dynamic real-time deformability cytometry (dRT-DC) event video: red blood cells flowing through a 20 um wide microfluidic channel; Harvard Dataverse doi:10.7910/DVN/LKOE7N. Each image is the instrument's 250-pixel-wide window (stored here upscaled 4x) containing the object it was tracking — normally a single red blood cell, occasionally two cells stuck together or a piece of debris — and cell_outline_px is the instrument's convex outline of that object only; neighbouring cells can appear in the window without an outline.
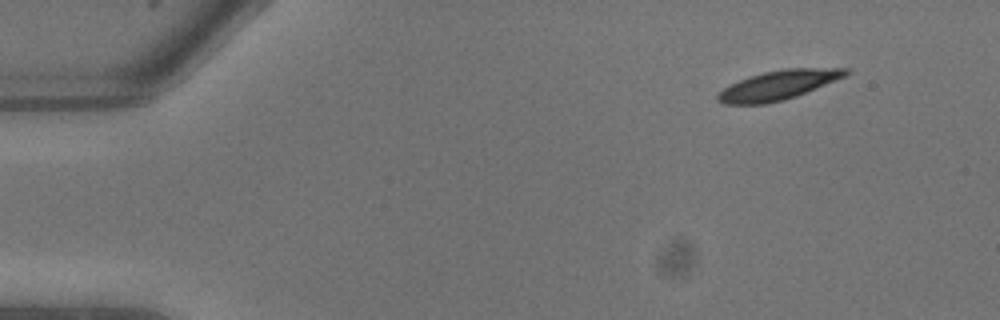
{"species": "common noctule bat (a hibernating species)", "species_latin": "Nyctalus noctula", "temperature_condition": "warm", "stored_images_in_passage": 7, "camera_frame_rate_fps": 3000, "um_per_image_px": 0.085, "animal": {"sex": "male", "body_mass_g": 13.3}, "frame": {"image": 1, "passage_image": 1, "time_ms": 0.0, "image_size_px": [1000, 320], "cell_outline_px": [[852, 72], [844, 76], [816, 88], [796, 96], [784, 100], [764, 104], [724, 104], [716, 100], [716, 96], [724, 88], [740, 80], [764, 72], [784, 68], [848, 68]], "centroid_in_image_um": [66.16, 7.24], "position_along_channel_um": 18.8, "area_um2": 21.56}}
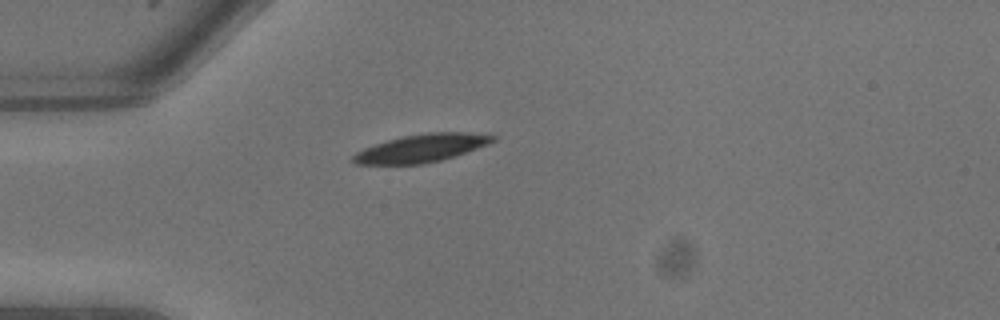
{"frame": {"image": 2, "passage_image": 5, "time_ms": 1.333, "image_size_px": [1000, 320], "cell_outline_px": [[500, 136], [496, 140], [488, 144], [456, 156], [424, 164], [356, 164], [352, 160], [352, 156], [356, 152], [364, 148], [388, 140], [404, 136], [428, 132], [464, 132]], "centroid_in_image_um": [35.86, 12.59], "position_along_channel_um": 49.1, "area_um2": 22.66}}
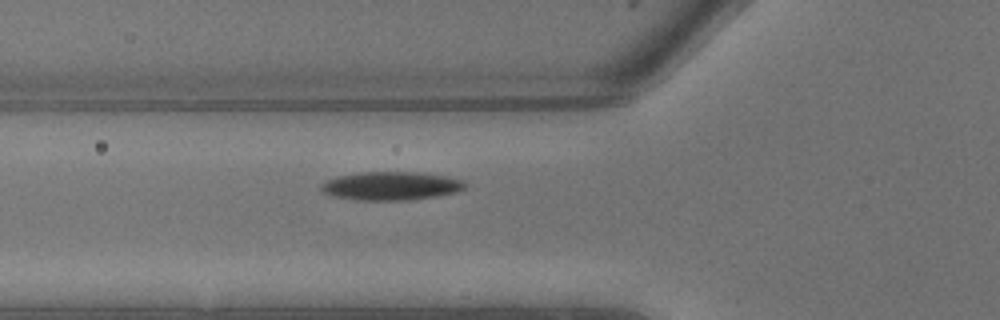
{"frame": {"image": 3, "passage_image": 7, "time_ms": 2.0, "image_size_px": [1000, 320], "cell_outline_px": [[468, 184], [464, 188], [456, 192], [436, 196], [404, 200], [360, 200], [336, 196], [320, 192], [320, 184], [328, 180], [340, 176], [356, 172], [424, 172], [448, 176], [464, 180]], "centroid_in_image_um": [33.27, 15.79], "position_along_channel_um": 92.5, "area_um2": 23.93}}